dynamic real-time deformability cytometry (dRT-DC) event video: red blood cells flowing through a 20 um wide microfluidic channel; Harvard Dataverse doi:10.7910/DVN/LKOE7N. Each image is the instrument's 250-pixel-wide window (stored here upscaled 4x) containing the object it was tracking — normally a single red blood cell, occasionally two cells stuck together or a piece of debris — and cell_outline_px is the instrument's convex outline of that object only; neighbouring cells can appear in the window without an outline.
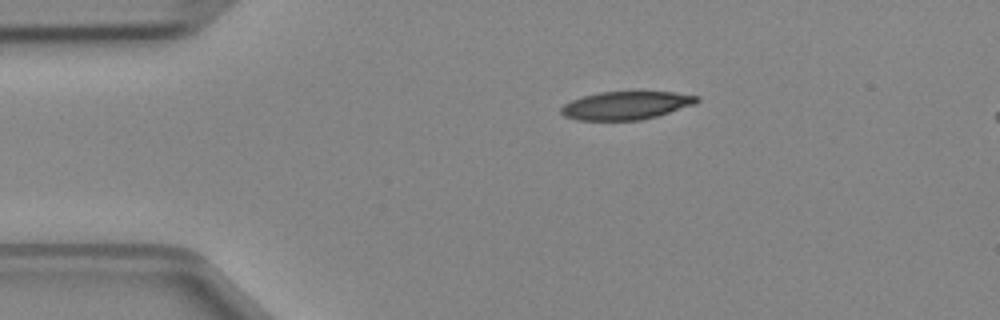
{"species": "Egyptian fruit bat (a non-hibernating species)", "species_latin": "Rousettus aegyptiacus", "temperature_condition": "cold", "stored_images_in_passage": 4, "camera_frame_rate_fps": 3000, "um_per_image_px": 0.085, "animal": {"sex": "female"}, "frame": {"image": 1, "passage_image": 4, "time_ms": 1.0, "image_size_px": [1000, 320], "cell_outline_px": [[700, 100], [692, 104], [656, 116], [640, 120], [576, 120], [564, 116], [560, 112], [560, 108], [564, 104], [572, 100], [584, 96], [600, 92], [676, 92], [700, 96]], "centroid_in_image_um": [53.18, 8.96], "position_along_channel_um": 31.8, "area_um2": 22.02}}